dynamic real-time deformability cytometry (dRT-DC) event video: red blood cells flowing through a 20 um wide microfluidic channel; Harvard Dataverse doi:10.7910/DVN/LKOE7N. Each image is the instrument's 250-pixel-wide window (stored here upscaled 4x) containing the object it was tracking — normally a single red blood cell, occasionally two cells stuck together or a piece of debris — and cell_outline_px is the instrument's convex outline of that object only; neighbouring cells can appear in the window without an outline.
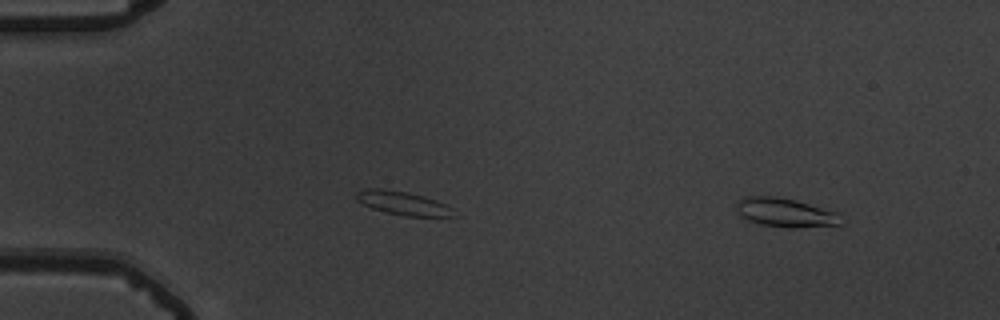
{"species": "common noctule bat (a hibernating species)", "species_latin": "Nyctalus noctula", "temperature_condition": "warm", "stored_images_in_passage": 12, "segment_of_instrument_passage": [2, 2], "camera_frame_rate_fps": 3000, "um_per_image_px": 0.085, "animal": {"sex": "male", "body_mass_g": 19.5, "forearm_length_mm": 54.6}, "frame": {"image": 1, "passage_image": 12, "time_ms": 3.667, "image_size_px": [1000, 320], "cell_outline_px": [[840, 224], [796, 228], [788, 228], [760, 224], [740, 216], [736, 204], [744, 196], [776, 196], [796, 200], [836, 212]], "centroid_in_image_um": [66.7, 18.06], "position_along_channel_um": 18.3, "area_um2": 17.28}}